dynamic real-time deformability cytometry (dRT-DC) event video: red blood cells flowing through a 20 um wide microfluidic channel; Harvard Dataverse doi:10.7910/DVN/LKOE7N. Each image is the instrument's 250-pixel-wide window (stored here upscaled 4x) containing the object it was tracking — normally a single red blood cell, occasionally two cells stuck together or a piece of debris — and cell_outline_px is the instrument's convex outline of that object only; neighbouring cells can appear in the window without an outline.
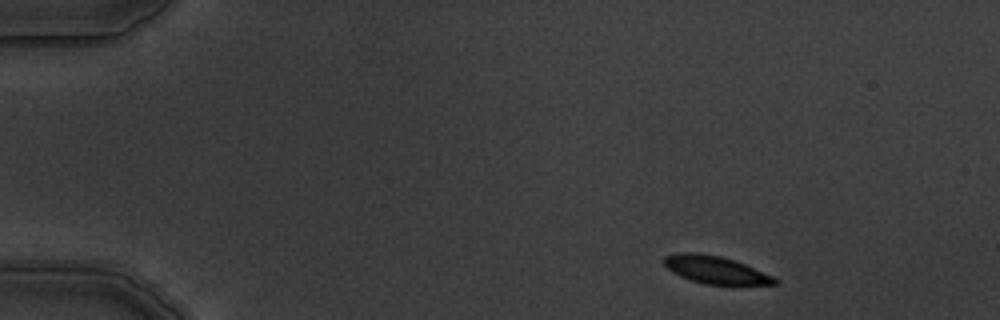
{"species": "common noctule bat (a hibernating species)", "species_latin": "Nyctalus noctula", "temperature_condition": "warm", "stored_images_in_passage": 4, "segment_of_instrument_passage": [1, 2], "camera_frame_rate_fps": 3000, "um_per_image_px": 0.085, "animal": {"sex": "male", "body_mass_g": 19.5, "forearm_length_mm": 54.6}, "frame": {"image": 1, "passage_image": 1, "time_ms": 0.0, "image_size_px": [1000, 320], "cell_outline_px": [[780, 280], [776, 284], [704, 284], [680, 276], [672, 272], [664, 264], [664, 256], [680, 252], [696, 252], [720, 256], [744, 264], [772, 276]], "centroid_in_image_um": [60.78, 22.92], "position_along_channel_um": 24.2, "area_um2": 17.46}}